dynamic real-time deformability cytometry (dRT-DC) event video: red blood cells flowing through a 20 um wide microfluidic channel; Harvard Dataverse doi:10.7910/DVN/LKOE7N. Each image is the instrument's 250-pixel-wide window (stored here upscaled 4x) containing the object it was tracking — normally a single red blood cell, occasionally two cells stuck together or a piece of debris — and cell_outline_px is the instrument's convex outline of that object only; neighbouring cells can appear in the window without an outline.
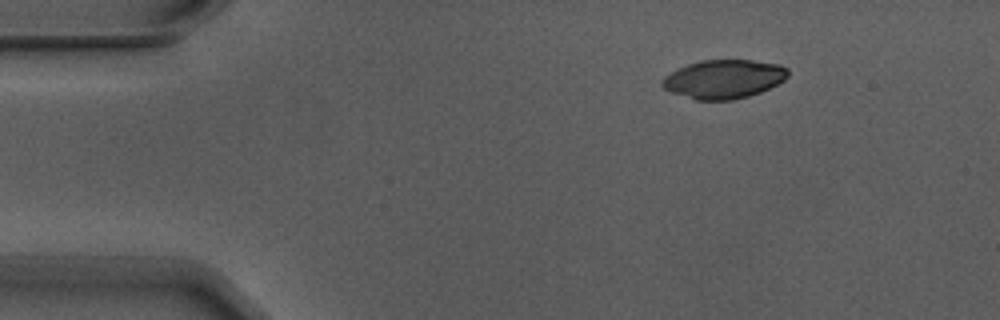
{"species": "Egyptian fruit bat (a non-hibernating species)", "species_latin": "Rousettus aegyptiacus", "temperature_condition": "warm", "stored_images_in_passage": 4, "camera_frame_rate_fps": 3000, "um_per_image_px": 0.085, "animal": {"sex": "male"}, "frame": {"image": 1, "passage_image": 1, "time_ms": 0.0, "image_size_px": [1000, 320], "cell_outline_px": [[788, 76], [784, 80], [760, 92], [748, 96], [732, 100], [696, 100], [672, 92], [664, 88], [660, 84], [660, 80], [664, 76], [688, 64], [700, 60], [752, 60], [780, 64], [788, 68]], "centroid_in_image_um": [61.52, 6.72], "position_along_channel_um": 23.5, "area_um2": 28.32}}